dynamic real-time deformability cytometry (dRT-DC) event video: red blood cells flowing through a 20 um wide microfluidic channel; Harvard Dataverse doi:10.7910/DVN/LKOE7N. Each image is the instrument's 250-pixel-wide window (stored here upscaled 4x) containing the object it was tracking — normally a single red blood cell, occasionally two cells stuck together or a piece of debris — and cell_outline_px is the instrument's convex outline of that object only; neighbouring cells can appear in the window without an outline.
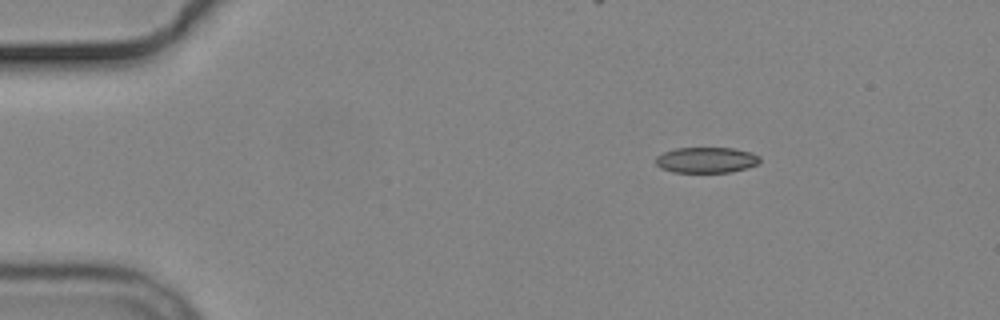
{"species": "common noctule bat (a hibernating species)", "species_latin": "Nyctalus noctula", "temperature_condition": "cold", "stored_images_in_passage": 3, "camera_frame_rate_fps": 3000, "um_per_image_px": 0.085, "animal": {"sex": "male", "body_mass_g": 19.2, "forearm_length_mm": 51.8}, "frame": {"image": 1, "passage_image": 1, "time_ms": 0.0, "image_size_px": [1000, 320], "cell_outline_px": [[760, 160], [756, 164], [748, 168], [728, 172], [672, 172], [660, 168], [656, 164], [656, 156], [664, 152], [676, 148], [732, 148], [752, 152], [760, 156]], "centroid_in_image_um": [60.03, 13.6], "position_along_channel_um": 25.0, "area_um2": 15.61}}
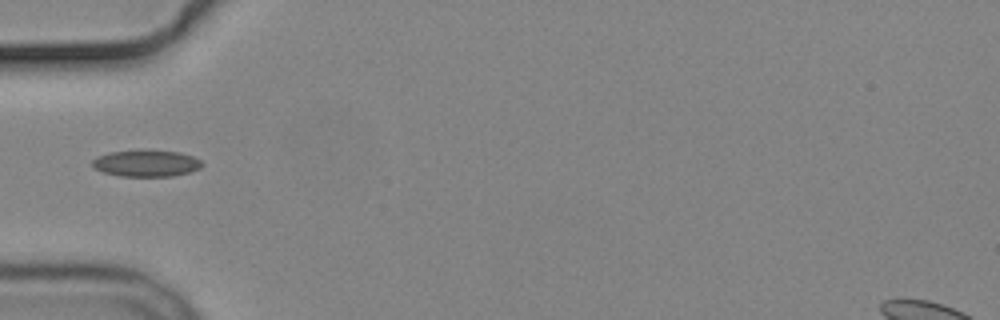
{"frame": {"image": 2, "passage_image": 3, "time_ms": 3.333, "image_size_px": [1000, 320], "cell_outline_px": [[204, 164], [200, 168], [188, 172], [172, 176], [120, 176], [104, 172], [92, 168], [92, 160], [96, 156], [108, 152], [144, 148], [180, 152], [192, 156], [200, 160]], "centroid_in_image_um": [12.39, 13.84], "position_along_channel_um": 72.6, "area_um2": 17.51}}